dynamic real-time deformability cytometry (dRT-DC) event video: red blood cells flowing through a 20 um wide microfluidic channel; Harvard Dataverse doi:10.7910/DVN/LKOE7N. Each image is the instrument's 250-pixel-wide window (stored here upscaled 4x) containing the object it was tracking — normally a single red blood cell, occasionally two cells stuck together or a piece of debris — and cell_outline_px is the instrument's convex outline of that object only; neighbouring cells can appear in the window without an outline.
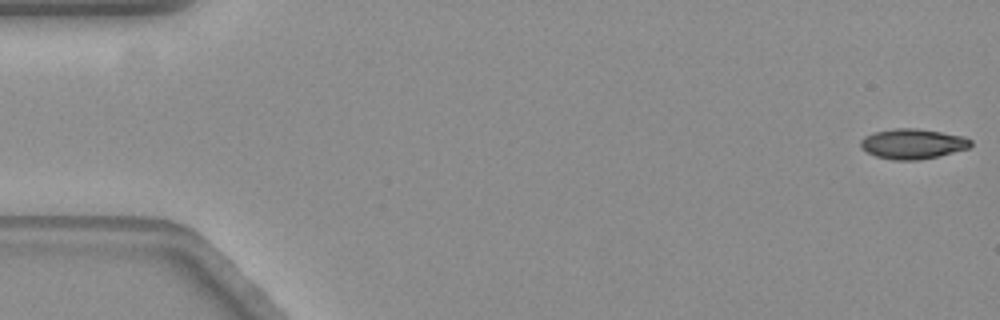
{"species": "common noctule bat (a hibernating species)", "species_latin": "Nyctalus noctula", "temperature_condition": "warm", "stored_images_in_passage": 59, "camera_frame_rate_fps": 3000, "um_per_image_px": 0.085, "animal": {"sex": "female", "body_mass_g": 19.3, "forearm_length_mm": 54.1}, "frame": {"image": 1, "passage_image": 1, "time_ms": 0.0, "image_size_px": [1000, 320], "cell_outline_px": [[972, 144], [968, 148], [940, 156], [920, 160], [892, 160], [876, 156], [860, 148], [860, 140], [864, 136], [876, 132], [896, 128], [912, 128], [940, 132], [960, 136], [972, 140]], "centroid_in_image_um": [77.55, 12.24], "position_along_channel_um": 7.4, "area_um2": 19.19}}
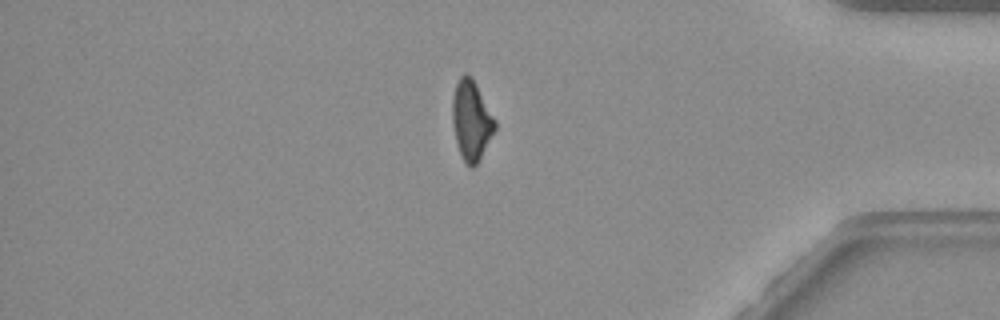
{"frame": {"image": 2, "passage_image": 49, "time_ms": 16.0, "image_size_px": [1000, 320], "cell_outline_px": [[496, 128], [480, 160], [472, 168], [464, 160], [460, 152], [456, 140], [452, 124], [452, 100], [456, 84], [460, 76], [464, 72], [472, 76], [496, 120]], "centroid_in_image_um": [40.07, 10.2], "position_along_channel_um": 395.1, "area_um2": 19.77}}
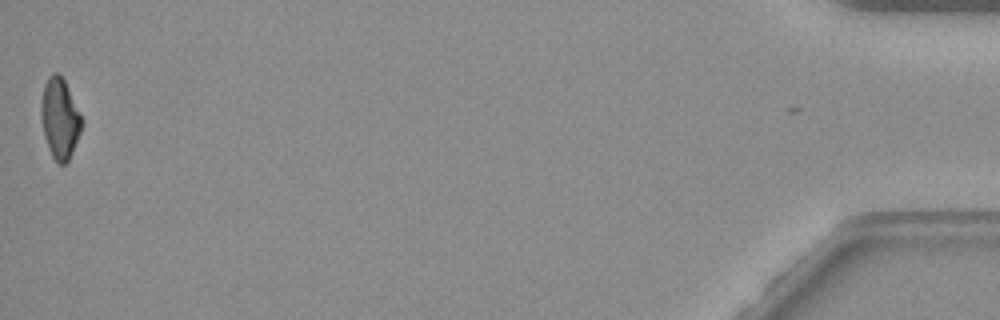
{"frame": {"image": 3, "passage_image": 58, "time_ms": 19.0, "image_size_px": [1000, 320], "cell_outline_px": [[84, 124], [72, 152], [68, 160], [64, 164], [60, 164], [52, 156], [44, 136], [40, 116], [40, 104], [44, 84], [48, 76], [52, 72], [56, 72], [64, 80], [84, 120]], "centroid_in_image_um": [5.08, 10.04], "position_along_channel_um": 430.1, "area_um2": 19.13}, "authors_computed_cell_mechanics": {"area_um2": 20.3456, "velocity_mm_per_s": 3.5356, "shape_relaxation_time_tau1_ms": null, "shape_relaxation_time_tau2_ms": 10.8617, "deformation_change_tau1": null, "deformation_change_tau2": 0.2088}}